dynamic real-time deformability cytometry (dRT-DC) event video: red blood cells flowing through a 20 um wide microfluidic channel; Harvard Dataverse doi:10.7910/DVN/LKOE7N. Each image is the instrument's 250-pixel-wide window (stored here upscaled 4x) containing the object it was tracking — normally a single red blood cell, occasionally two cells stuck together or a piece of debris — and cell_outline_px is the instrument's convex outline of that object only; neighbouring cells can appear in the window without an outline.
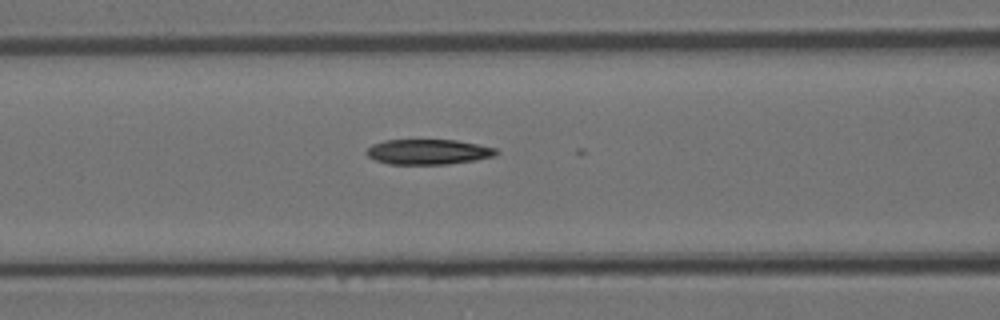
{"species": "Egyptian fruit bat (a non-hibernating species)", "species_latin": "Rousettus aegyptiacus", "temperature_condition": "room temperature", "stored_images_in_passage": 7, "camera_frame_rate_fps": 3000, "um_per_image_px": 0.085, "animal": {"sex": "female"}, "frame": {"image": 1, "passage_image": 7, "time_ms": 2.0, "image_size_px": [1000, 320], "cell_outline_px": [[500, 152], [496, 156], [476, 160], [448, 164], [388, 164], [376, 160], [368, 156], [364, 152], [372, 144], [384, 140], [456, 140], [496, 148]], "centroid_in_image_um": [36.41, 12.91], "position_along_channel_um": 130.2, "area_um2": 19.13}}